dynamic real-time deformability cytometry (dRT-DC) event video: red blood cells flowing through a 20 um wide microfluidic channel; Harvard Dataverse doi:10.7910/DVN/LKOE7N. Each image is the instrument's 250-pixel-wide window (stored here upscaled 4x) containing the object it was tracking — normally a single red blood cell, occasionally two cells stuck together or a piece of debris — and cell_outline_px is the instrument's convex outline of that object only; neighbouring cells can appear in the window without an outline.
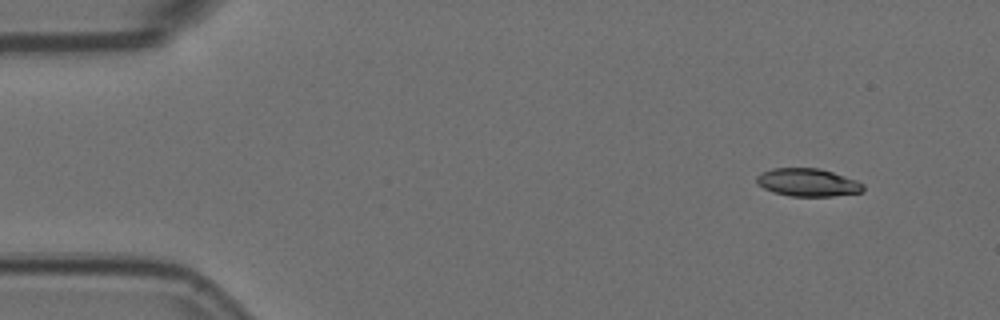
{"species": "Egyptian fruit bat (a non-hibernating species)", "species_latin": "Rousettus aegyptiacus", "temperature_condition": "room temperature", "stored_images_in_passage": 5, "segment_of_instrument_passage": [1, 2], "camera_frame_rate_fps": 3000, "um_per_image_px": 0.085, "animal": {"sex": "female"}, "frame": {"image": 1, "passage_image": 1, "time_ms": 0.0, "image_size_px": [1000, 320], "cell_outline_px": [[864, 192], [832, 196], [788, 196], [772, 192], [756, 184], [756, 176], [760, 172], [772, 168], [820, 168], [856, 180], [864, 184]], "centroid_in_image_um": [68.63, 15.51], "position_along_channel_um": 16.4, "area_um2": 17.51}}